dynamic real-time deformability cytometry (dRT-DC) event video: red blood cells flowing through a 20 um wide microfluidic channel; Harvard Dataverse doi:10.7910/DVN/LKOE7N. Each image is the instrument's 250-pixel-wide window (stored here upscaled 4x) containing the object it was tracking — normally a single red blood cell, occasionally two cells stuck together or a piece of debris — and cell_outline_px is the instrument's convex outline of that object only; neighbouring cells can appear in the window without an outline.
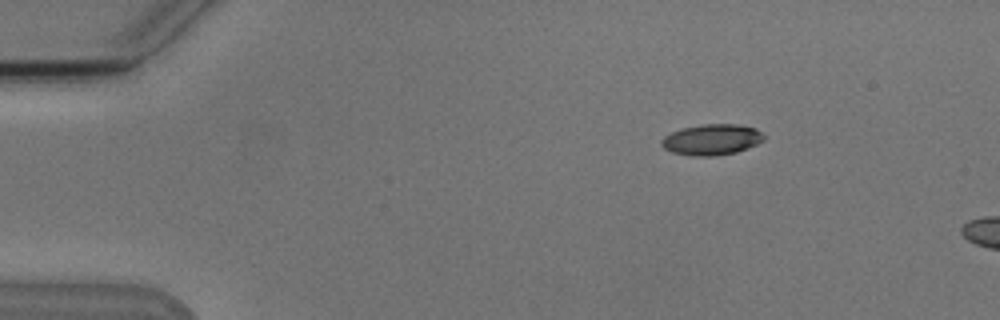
{"species": "Egyptian fruit bat (a non-hibernating species)", "species_latin": "Rousettus aegyptiacus", "temperature_condition": "cold", "stored_images_in_passage": 2, "camera_frame_rate_fps": 3000, "um_per_image_px": 0.085, "animal": {"sex": "male"}, "frame": {"image": 1, "passage_image": 2, "time_ms": 1.333, "image_size_px": [1000, 320], "cell_outline_px": [[764, 140], [756, 144], [736, 152], [712, 156], [692, 156], [672, 152], [664, 148], [660, 144], [660, 140], [664, 136], [672, 132], [684, 128], [704, 124], [736, 124], [756, 128], [764, 136]], "centroid_in_image_um": [60.48, 11.87], "position_along_channel_um": 24.5, "area_um2": 18.26}}